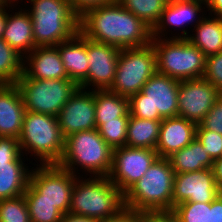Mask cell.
Returning <instances> with one entry per match:
<instances>
[{
    "label": "cell",
    "instance_id": "30",
    "mask_svg": "<svg viewBox=\"0 0 222 222\" xmlns=\"http://www.w3.org/2000/svg\"><path fill=\"white\" fill-rule=\"evenodd\" d=\"M118 2L151 29L158 23L167 4L165 0H118Z\"/></svg>",
    "mask_w": 222,
    "mask_h": 222
},
{
    "label": "cell",
    "instance_id": "38",
    "mask_svg": "<svg viewBox=\"0 0 222 222\" xmlns=\"http://www.w3.org/2000/svg\"><path fill=\"white\" fill-rule=\"evenodd\" d=\"M140 222H179L172 210L142 211Z\"/></svg>",
    "mask_w": 222,
    "mask_h": 222
},
{
    "label": "cell",
    "instance_id": "37",
    "mask_svg": "<svg viewBox=\"0 0 222 222\" xmlns=\"http://www.w3.org/2000/svg\"><path fill=\"white\" fill-rule=\"evenodd\" d=\"M18 139L12 137H0V164L7 162H23Z\"/></svg>",
    "mask_w": 222,
    "mask_h": 222
},
{
    "label": "cell",
    "instance_id": "1",
    "mask_svg": "<svg viewBox=\"0 0 222 222\" xmlns=\"http://www.w3.org/2000/svg\"><path fill=\"white\" fill-rule=\"evenodd\" d=\"M78 26L84 37L120 49L147 46L152 39V29L119 2L85 11Z\"/></svg>",
    "mask_w": 222,
    "mask_h": 222
},
{
    "label": "cell",
    "instance_id": "28",
    "mask_svg": "<svg viewBox=\"0 0 222 222\" xmlns=\"http://www.w3.org/2000/svg\"><path fill=\"white\" fill-rule=\"evenodd\" d=\"M30 222H61L63 214L47 200H39V192L28 183L24 193Z\"/></svg>",
    "mask_w": 222,
    "mask_h": 222
},
{
    "label": "cell",
    "instance_id": "21",
    "mask_svg": "<svg viewBox=\"0 0 222 222\" xmlns=\"http://www.w3.org/2000/svg\"><path fill=\"white\" fill-rule=\"evenodd\" d=\"M2 38L23 57L37 47L34 42L32 18L28 10L24 11L21 8L14 15L8 11Z\"/></svg>",
    "mask_w": 222,
    "mask_h": 222
},
{
    "label": "cell",
    "instance_id": "5",
    "mask_svg": "<svg viewBox=\"0 0 222 222\" xmlns=\"http://www.w3.org/2000/svg\"><path fill=\"white\" fill-rule=\"evenodd\" d=\"M113 163V149L102 139L98 129L73 133L65 138V149L58 163L76 175L81 166L93 176H109Z\"/></svg>",
    "mask_w": 222,
    "mask_h": 222
},
{
    "label": "cell",
    "instance_id": "23",
    "mask_svg": "<svg viewBox=\"0 0 222 222\" xmlns=\"http://www.w3.org/2000/svg\"><path fill=\"white\" fill-rule=\"evenodd\" d=\"M200 22L194 26L196 35L182 29V34L172 38H186L192 45L199 48L207 57L222 51V18L201 16ZM193 35V36H192Z\"/></svg>",
    "mask_w": 222,
    "mask_h": 222
},
{
    "label": "cell",
    "instance_id": "36",
    "mask_svg": "<svg viewBox=\"0 0 222 222\" xmlns=\"http://www.w3.org/2000/svg\"><path fill=\"white\" fill-rule=\"evenodd\" d=\"M197 130H210L222 134V95L216 100L211 110L200 121Z\"/></svg>",
    "mask_w": 222,
    "mask_h": 222
},
{
    "label": "cell",
    "instance_id": "44",
    "mask_svg": "<svg viewBox=\"0 0 222 222\" xmlns=\"http://www.w3.org/2000/svg\"><path fill=\"white\" fill-rule=\"evenodd\" d=\"M206 1V7L208 8V11L210 10V14L212 12L214 13V17H220L222 18V0H205Z\"/></svg>",
    "mask_w": 222,
    "mask_h": 222
},
{
    "label": "cell",
    "instance_id": "24",
    "mask_svg": "<svg viewBox=\"0 0 222 222\" xmlns=\"http://www.w3.org/2000/svg\"><path fill=\"white\" fill-rule=\"evenodd\" d=\"M175 173H186L213 168L214 160L204 152L203 145L195 138L189 145L168 157Z\"/></svg>",
    "mask_w": 222,
    "mask_h": 222
},
{
    "label": "cell",
    "instance_id": "3",
    "mask_svg": "<svg viewBox=\"0 0 222 222\" xmlns=\"http://www.w3.org/2000/svg\"><path fill=\"white\" fill-rule=\"evenodd\" d=\"M76 178L69 213L104 220L118 213L124 205V194L108 176Z\"/></svg>",
    "mask_w": 222,
    "mask_h": 222
},
{
    "label": "cell",
    "instance_id": "35",
    "mask_svg": "<svg viewBox=\"0 0 222 222\" xmlns=\"http://www.w3.org/2000/svg\"><path fill=\"white\" fill-rule=\"evenodd\" d=\"M203 78L215 86L222 95V51L206 57Z\"/></svg>",
    "mask_w": 222,
    "mask_h": 222
},
{
    "label": "cell",
    "instance_id": "39",
    "mask_svg": "<svg viewBox=\"0 0 222 222\" xmlns=\"http://www.w3.org/2000/svg\"><path fill=\"white\" fill-rule=\"evenodd\" d=\"M73 12L80 17L85 11L102 5L118 2V0H68Z\"/></svg>",
    "mask_w": 222,
    "mask_h": 222
},
{
    "label": "cell",
    "instance_id": "25",
    "mask_svg": "<svg viewBox=\"0 0 222 222\" xmlns=\"http://www.w3.org/2000/svg\"><path fill=\"white\" fill-rule=\"evenodd\" d=\"M96 129L105 121L130 117L129 98L109 90H94Z\"/></svg>",
    "mask_w": 222,
    "mask_h": 222
},
{
    "label": "cell",
    "instance_id": "14",
    "mask_svg": "<svg viewBox=\"0 0 222 222\" xmlns=\"http://www.w3.org/2000/svg\"><path fill=\"white\" fill-rule=\"evenodd\" d=\"M120 50L119 47L87 38L89 71L79 88L87 90V87L93 86L92 90H109L114 82Z\"/></svg>",
    "mask_w": 222,
    "mask_h": 222
},
{
    "label": "cell",
    "instance_id": "2",
    "mask_svg": "<svg viewBox=\"0 0 222 222\" xmlns=\"http://www.w3.org/2000/svg\"><path fill=\"white\" fill-rule=\"evenodd\" d=\"M174 176L169 159L158 157L124 194V205L140 212L173 210Z\"/></svg>",
    "mask_w": 222,
    "mask_h": 222
},
{
    "label": "cell",
    "instance_id": "20",
    "mask_svg": "<svg viewBox=\"0 0 222 222\" xmlns=\"http://www.w3.org/2000/svg\"><path fill=\"white\" fill-rule=\"evenodd\" d=\"M68 78L80 86L88 76L87 37L79 31L57 46Z\"/></svg>",
    "mask_w": 222,
    "mask_h": 222
},
{
    "label": "cell",
    "instance_id": "8",
    "mask_svg": "<svg viewBox=\"0 0 222 222\" xmlns=\"http://www.w3.org/2000/svg\"><path fill=\"white\" fill-rule=\"evenodd\" d=\"M179 82L156 72L129 98L130 115L156 121L178 116Z\"/></svg>",
    "mask_w": 222,
    "mask_h": 222
},
{
    "label": "cell",
    "instance_id": "34",
    "mask_svg": "<svg viewBox=\"0 0 222 222\" xmlns=\"http://www.w3.org/2000/svg\"><path fill=\"white\" fill-rule=\"evenodd\" d=\"M196 138L203 150L215 161L222 158V134L210 130H196Z\"/></svg>",
    "mask_w": 222,
    "mask_h": 222
},
{
    "label": "cell",
    "instance_id": "32",
    "mask_svg": "<svg viewBox=\"0 0 222 222\" xmlns=\"http://www.w3.org/2000/svg\"><path fill=\"white\" fill-rule=\"evenodd\" d=\"M0 222H30L24 195L0 200Z\"/></svg>",
    "mask_w": 222,
    "mask_h": 222
},
{
    "label": "cell",
    "instance_id": "45",
    "mask_svg": "<svg viewBox=\"0 0 222 222\" xmlns=\"http://www.w3.org/2000/svg\"><path fill=\"white\" fill-rule=\"evenodd\" d=\"M212 169L216 184L219 186L220 190H222V158L214 161Z\"/></svg>",
    "mask_w": 222,
    "mask_h": 222
},
{
    "label": "cell",
    "instance_id": "16",
    "mask_svg": "<svg viewBox=\"0 0 222 222\" xmlns=\"http://www.w3.org/2000/svg\"><path fill=\"white\" fill-rule=\"evenodd\" d=\"M57 119L64 138L73 133L96 129L94 90L78 88Z\"/></svg>",
    "mask_w": 222,
    "mask_h": 222
},
{
    "label": "cell",
    "instance_id": "19",
    "mask_svg": "<svg viewBox=\"0 0 222 222\" xmlns=\"http://www.w3.org/2000/svg\"><path fill=\"white\" fill-rule=\"evenodd\" d=\"M26 110L16 84H0V137L18 139Z\"/></svg>",
    "mask_w": 222,
    "mask_h": 222
},
{
    "label": "cell",
    "instance_id": "17",
    "mask_svg": "<svg viewBox=\"0 0 222 222\" xmlns=\"http://www.w3.org/2000/svg\"><path fill=\"white\" fill-rule=\"evenodd\" d=\"M198 124L183 117L164 118L159 129L156 152L160 158H168L183 149L196 138Z\"/></svg>",
    "mask_w": 222,
    "mask_h": 222
},
{
    "label": "cell",
    "instance_id": "22",
    "mask_svg": "<svg viewBox=\"0 0 222 222\" xmlns=\"http://www.w3.org/2000/svg\"><path fill=\"white\" fill-rule=\"evenodd\" d=\"M202 4L206 5L205 0H179L176 2L167 3L161 18L158 23L152 29V37H162L164 30L166 31L167 25L176 27L186 26L189 22H196V25L200 22L199 17L195 20L196 15L202 12ZM195 20V21H194ZM199 20V21H198ZM161 33V34H160ZM161 35V36H160Z\"/></svg>",
    "mask_w": 222,
    "mask_h": 222
},
{
    "label": "cell",
    "instance_id": "26",
    "mask_svg": "<svg viewBox=\"0 0 222 222\" xmlns=\"http://www.w3.org/2000/svg\"><path fill=\"white\" fill-rule=\"evenodd\" d=\"M30 173L23 162L0 164V200L24 195Z\"/></svg>",
    "mask_w": 222,
    "mask_h": 222
},
{
    "label": "cell",
    "instance_id": "27",
    "mask_svg": "<svg viewBox=\"0 0 222 222\" xmlns=\"http://www.w3.org/2000/svg\"><path fill=\"white\" fill-rule=\"evenodd\" d=\"M161 121L131 116L128 120L126 146L156 150Z\"/></svg>",
    "mask_w": 222,
    "mask_h": 222
},
{
    "label": "cell",
    "instance_id": "13",
    "mask_svg": "<svg viewBox=\"0 0 222 222\" xmlns=\"http://www.w3.org/2000/svg\"><path fill=\"white\" fill-rule=\"evenodd\" d=\"M221 96L205 78L179 82L178 116L199 124Z\"/></svg>",
    "mask_w": 222,
    "mask_h": 222
},
{
    "label": "cell",
    "instance_id": "15",
    "mask_svg": "<svg viewBox=\"0 0 222 222\" xmlns=\"http://www.w3.org/2000/svg\"><path fill=\"white\" fill-rule=\"evenodd\" d=\"M221 190L216 184L213 169L175 173L173 182V208L184 202H212Z\"/></svg>",
    "mask_w": 222,
    "mask_h": 222
},
{
    "label": "cell",
    "instance_id": "33",
    "mask_svg": "<svg viewBox=\"0 0 222 222\" xmlns=\"http://www.w3.org/2000/svg\"><path fill=\"white\" fill-rule=\"evenodd\" d=\"M179 222H209L210 202H184L172 210Z\"/></svg>",
    "mask_w": 222,
    "mask_h": 222
},
{
    "label": "cell",
    "instance_id": "9",
    "mask_svg": "<svg viewBox=\"0 0 222 222\" xmlns=\"http://www.w3.org/2000/svg\"><path fill=\"white\" fill-rule=\"evenodd\" d=\"M156 72L157 56L152 43L143 47L121 49L114 82L109 91L130 98L140 92Z\"/></svg>",
    "mask_w": 222,
    "mask_h": 222
},
{
    "label": "cell",
    "instance_id": "29",
    "mask_svg": "<svg viewBox=\"0 0 222 222\" xmlns=\"http://www.w3.org/2000/svg\"><path fill=\"white\" fill-rule=\"evenodd\" d=\"M24 57L0 38V84H16L23 74Z\"/></svg>",
    "mask_w": 222,
    "mask_h": 222
},
{
    "label": "cell",
    "instance_id": "4",
    "mask_svg": "<svg viewBox=\"0 0 222 222\" xmlns=\"http://www.w3.org/2000/svg\"><path fill=\"white\" fill-rule=\"evenodd\" d=\"M36 46H57L79 31V17L68 0H29Z\"/></svg>",
    "mask_w": 222,
    "mask_h": 222
},
{
    "label": "cell",
    "instance_id": "42",
    "mask_svg": "<svg viewBox=\"0 0 222 222\" xmlns=\"http://www.w3.org/2000/svg\"><path fill=\"white\" fill-rule=\"evenodd\" d=\"M15 1H17V0H4L0 4V38H2L3 31L5 29L6 18H7V12L6 11L8 10V7H10V5L14 4L13 2H15ZM6 8H7V10H6Z\"/></svg>",
    "mask_w": 222,
    "mask_h": 222
},
{
    "label": "cell",
    "instance_id": "31",
    "mask_svg": "<svg viewBox=\"0 0 222 222\" xmlns=\"http://www.w3.org/2000/svg\"><path fill=\"white\" fill-rule=\"evenodd\" d=\"M129 117H120L118 120L105 121L99 128L102 139L112 148L126 146Z\"/></svg>",
    "mask_w": 222,
    "mask_h": 222
},
{
    "label": "cell",
    "instance_id": "18",
    "mask_svg": "<svg viewBox=\"0 0 222 222\" xmlns=\"http://www.w3.org/2000/svg\"><path fill=\"white\" fill-rule=\"evenodd\" d=\"M23 65V75L30 79H69L56 46H37L24 56Z\"/></svg>",
    "mask_w": 222,
    "mask_h": 222
},
{
    "label": "cell",
    "instance_id": "12",
    "mask_svg": "<svg viewBox=\"0 0 222 222\" xmlns=\"http://www.w3.org/2000/svg\"><path fill=\"white\" fill-rule=\"evenodd\" d=\"M158 158L156 150L123 146L113 149L109 179L125 194Z\"/></svg>",
    "mask_w": 222,
    "mask_h": 222
},
{
    "label": "cell",
    "instance_id": "7",
    "mask_svg": "<svg viewBox=\"0 0 222 222\" xmlns=\"http://www.w3.org/2000/svg\"><path fill=\"white\" fill-rule=\"evenodd\" d=\"M157 72L178 81L203 78L206 56L186 38H155Z\"/></svg>",
    "mask_w": 222,
    "mask_h": 222
},
{
    "label": "cell",
    "instance_id": "46",
    "mask_svg": "<svg viewBox=\"0 0 222 222\" xmlns=\"http://www.w3.org/2000/svg\"><path fill=\"white\" fill-rule=\"evenodd\" d=\"M167 3H171V2H176V1H179V0H165Z\"/></svg>",
    "mask_w": 222,
    "mask_h": 222
},
{
    "label": "cell",
    "instance_id": "10",
    "mask_svg": "<svg viewBox=\"0 0 222 222\" xmlns=\"http://www.w3.org/2000/svg\"><path fill=\"white\" fill-rule=\"evenodd\" d=\"M16 85L22 95L26 112L55 117L79 88L71 79L39 80L27 78L23 74Z\"/></svg>",
    "mask_w": 222,
    "mask_h": 222
},
{
    "label": "cell",
    "instance_id": "6",
    "mask_svg": "<svg viewBox=\"0 0 222 222\" xmlns=\"http://www.w3.org/2000/svg\"><path fill=\"white\" fill-rule=\"evenodd\" d=\"M18 142L22 154L24 150L34 154L41 165L58 164L65 149L57 117L35 112L25 113Z\"/></svg>",
    "mask_w": 222,
    "mask_h": 222
},
{
    "label": "cell",
    "instance_id": "40",
    "mask_svg": "<svg viewBox=\"0 0 222 222\" xmlns=\"http://www.w3.org/2000/svg\"><path fill=\"white\" fill-rule=\"evenodd\" d=\"M100 222H140V211L125 206L115 215Z\"/></svg>",
    "mask_w": 222,
    "mask_h": 222
},
{
    "label": "cell",
    "instance_id": "43",
    "mask_svg": "<svg viewBox=\"0 0 222 222\" xmlns=\"http://www.w3.org/2000/svg\"><path fill=\"white\" fill-rule=\"evenodd\" d=\"M61 222H100V220L68 212L62 216Z\"/></svg>",
    "mask_w": 222,
    "mask_h": 222
},
{
    "label": "cell",
    "instance_id": "11",
    "mask_svg": "<svg viewBox=\"0 0 222 222\" xmlns=\"http://www.w3.org/2000/svg\"><path fill=\"white\" fill-rule=\"evenodd\" d=\"M39 166L31 170L29 183L39 192V200H47L63 215L67 214L77 175L58 164Z\"/></svg>",
    "mask_w": 222,
    "mask_h": 222
},
{
    "label": "cell",
    "instance_id": "41",
    "mask_svg": "<svg viewBox=\"0 0 222 222\" xmlns=\"http://www.w3.org/2000/svg\"><path fill=\"white\" fill-rule=\"evenodd\" d=\"M209 222H222V194L210 202Z\"/></svg>",
    "mask_w": 222,
    "mask_h": 222
}]
</instances>
